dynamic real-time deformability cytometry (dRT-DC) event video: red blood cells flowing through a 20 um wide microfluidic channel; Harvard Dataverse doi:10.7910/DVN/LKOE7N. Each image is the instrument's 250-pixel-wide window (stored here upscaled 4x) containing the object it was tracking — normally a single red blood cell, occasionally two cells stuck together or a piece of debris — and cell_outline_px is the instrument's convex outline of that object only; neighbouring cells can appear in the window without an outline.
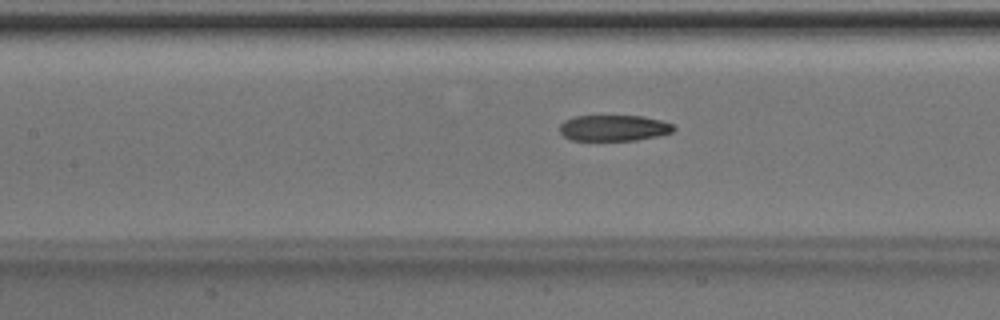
{"species": "Egyptian fruit bat (a non-hibernating species)", "species_latin": "Rousettus aegyptiacus", "temperature_condition": "room temperature", "stored_images_in_passage": 42, "camera_frame_rate_fps": 3000, "um_per_image_px": 0.085, "animal": {"sex": "male"}, "frame": {"image": 1, "passage_image": 18, "time_ms": 5.667, "image_size_px": [1000, 320], "cell_outline_px": [[676, 128], [672, 132], [656, 136], [636, 140], [572, 140], [564, 136], [560, 132], [560, 124], [564, 120], [576, 116], [640, 116], [660, 120], [672, 124]], "centroid_in_image_um": [52.16, 10.88], "position_along_channel_um": 155.2, "area_um2": 17.11}}
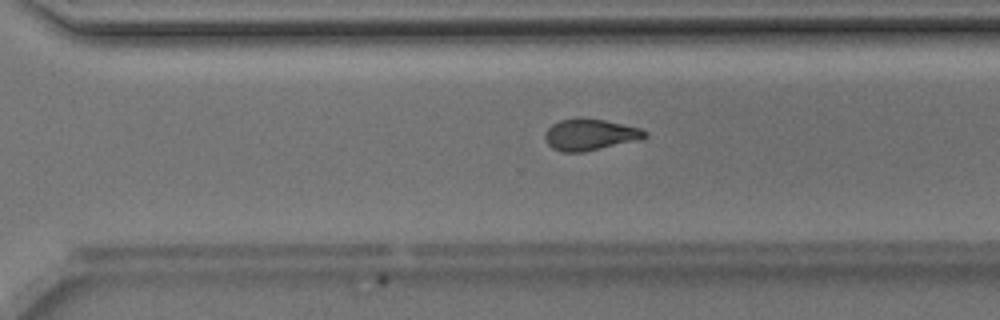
{"frame": {"image": 2, "passage_image": 30, "time_ms": 9.667, "image_size_px": [1000, 320], "cell_outline_px": [[648, 136], [640, 140], [584, 152], [560, 152], [552, 148], [548, 144], [544, 136], [548, 128], [552, 124], [560, 120], [580, 116], [604, 120], [640, 128], [648, 132]], "centroid_in_image_um": [50.15, 11.44], "position_along_channel_um": 320.4, "area_um2": 18.55}}
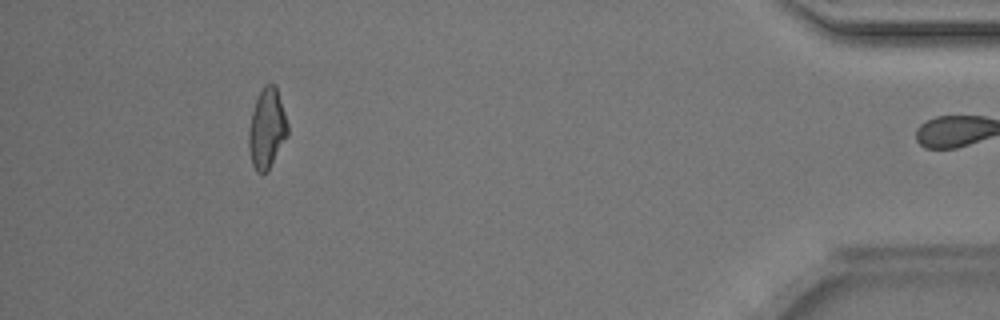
{"frame": {"image": 3, "passage_image": 41, "time_ms": 13.333, "image_size_px": [1000, 320], "cell_outline_px": [[288, 136], [268, 172], [256, 172], [252, 164], [248, 148], [248, 128], [252, 112], [256, 100], [264, 84], [276, 84], [288, 124]], "centroid_in_image_um": [22.69, 10.95], "position_along_channel_um": 412.5, "area_um2": 18.38}, "authors_computed_cell_mechanics": {"area_um2": 18.3226, "velocity_mm_per_s": 4.1418, "shape_relaxation_time_tau1_ms": 5.4098, "shape_relaxation_time_tau2_ms": 2.3296, "deformation_change_tau1": 0.1942, "deformation_change_tau2": 0.0994}}